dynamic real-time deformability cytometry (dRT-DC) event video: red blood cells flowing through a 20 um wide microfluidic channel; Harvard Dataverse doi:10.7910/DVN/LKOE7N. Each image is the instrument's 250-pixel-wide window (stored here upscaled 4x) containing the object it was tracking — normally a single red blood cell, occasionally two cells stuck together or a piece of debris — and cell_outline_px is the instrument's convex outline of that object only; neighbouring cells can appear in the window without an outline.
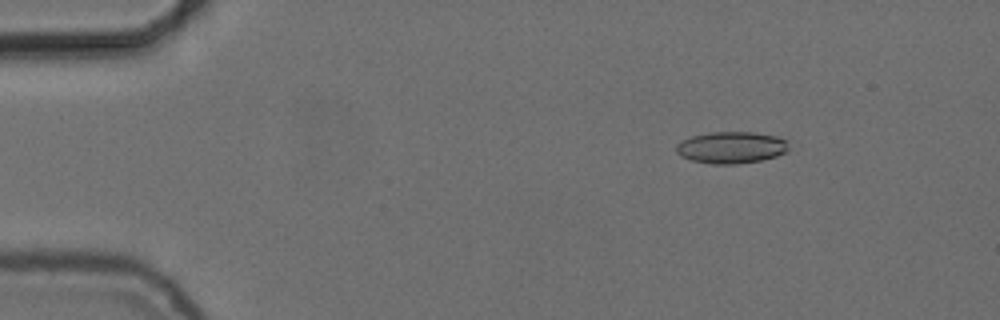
{"species": "common noctule bat (a hibernating species)", "species_latin": "Nyctalus noctula", "temperature_condition": "cold", "stored_images_in_passage": 55, "camera_frame_rate_fps": 3000, "um_per_image_px": 0.085, "animal": {"sex": "female", "body_mass_g": 24.6, "forearm_length_mm": 56.2}, "frame": {"image": 1, "passage_image": 8, "time_ms": 2.333, "image_size_px": [1000, 320], "cell_outline_px": [[788, 148], [784, 152], [776, 156], [760, 160], [736, 164], [712, 164], [692, 160], [680, 156], [676, 152], [676, 144], [680, 140], [692, 136], [708, 132], [756, 132], [776, 136], [788, 140]], "centroid_in_image_um": [62.13, 12.52], "position_along_channel_um": 22.9, "area_um2": 20.92}}
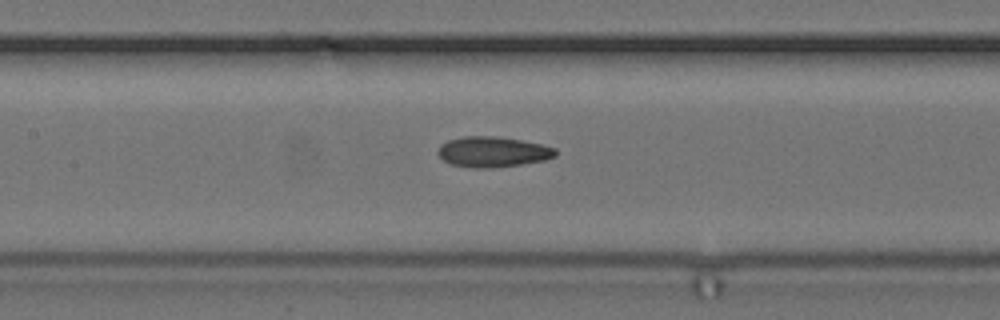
{"frame": {"image": 2, "passage_image": 26, "time_ms": 8.333, "image_size_px": [1000, 320], "cell_outline_px": [[556, 156], [544, 160], [520, 164], [492, 168], [472, 168], [452, 164], [444, 160], [436, 152], [440, 144], [448, 140], [464, 136], [496, 136], [520, 140], [540, 144], [556, 148]], "centroid_in_image_um": [41.86, 12.9], "position_along_channel_um": 165.5, "area_um2": 20.81}}
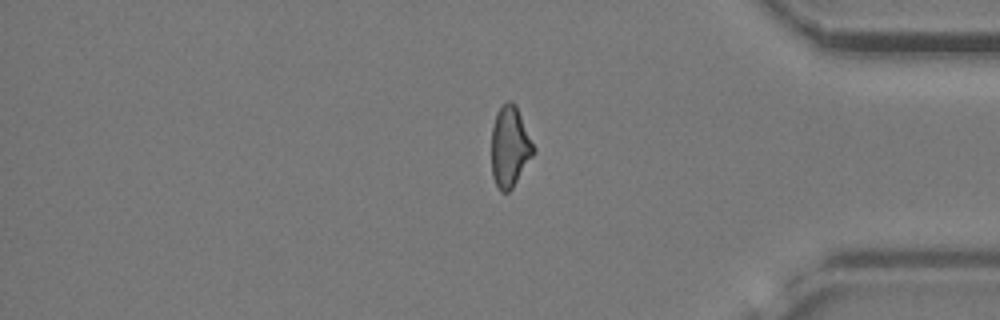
{"frame": {"image": 3, "passage_image": 46, "time_ms": 15.0, "image_size_px": [1000, 320], "cell_outline_px": [[536, 152], [512, 188], [508, 192], [500, 192], [492, 176], [492, 128], [496, 112], [508, 100], [512, 100], [516, 104], [536, 148]], "centroid_in_image_um": [43.36, 12.46], "position_along_channel_um": 391.8, "area_um2": 20.0}, "authors_computed_cell_mechanics": {"area_um2": 20.4612, "velocity_mm_per_s": 3.7375, "shape_relaxation_time_tau1_ms": null, "shape_relaxation_time_tau2_ms": 2.7307, "deformation_change_tau1": null, "deformation_change_tau2": 0.1078}}